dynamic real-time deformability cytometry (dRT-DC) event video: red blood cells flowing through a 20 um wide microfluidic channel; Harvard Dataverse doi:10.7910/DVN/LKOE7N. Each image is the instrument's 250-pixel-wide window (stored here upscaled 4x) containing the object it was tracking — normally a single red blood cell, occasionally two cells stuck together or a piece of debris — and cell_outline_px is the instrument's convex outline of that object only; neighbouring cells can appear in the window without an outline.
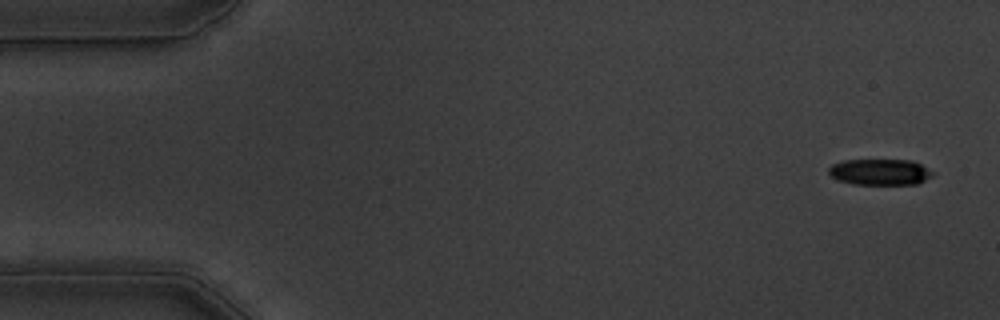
{"species": "common noctule bat (a hibernating species)", "species_latin": "Nyctalus noctula", "temperature_condition": "warm", "stored_images_in_passage": 15, "camera_frame_rate_fps": 3000, "um_per_image_px": 0.085, "animal": {"sex": "male", "body_mass_g": 19.5, "forearm_length_mm": 54.6}, "frame": {"image": 1, "passage_image": 1, "time_ms": 0.0, "image_size_px": [1000, 320], "cell_outline_px": [[936, 172], [932, 176], [916, 184], [852, 184], [836, 180], [828, 172], [828, 168], [832, 164], [844, 160], [912, 160]], "centroid_in_image_um": [74.79, 14.62], "position_along_channel_um": 10.2, "area_um2": 15.9}}
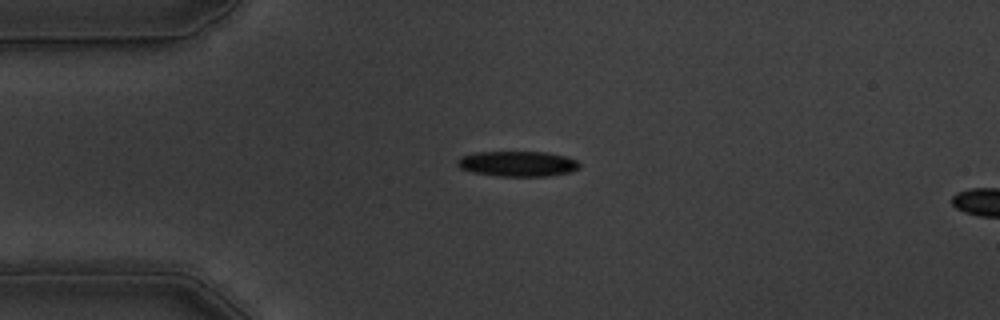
{"frame": {"image": 2, "passage_image": 12, "time_ms": 3.667, "image_size_px": [1000, 320], "cell_outline_px": [[580, 168], [572, 172], [548, 176], [500, 176], [472, 172], [460, 168], [456, 164], [456, 160], [460, 156], [476, 152], [548, 152], [564, 156], [576, 160], [580, 164]], "centroid_in_image_um": [43.99, 13.92], "position_along_channel_um": 41.0, "area_um2": 18.15}}